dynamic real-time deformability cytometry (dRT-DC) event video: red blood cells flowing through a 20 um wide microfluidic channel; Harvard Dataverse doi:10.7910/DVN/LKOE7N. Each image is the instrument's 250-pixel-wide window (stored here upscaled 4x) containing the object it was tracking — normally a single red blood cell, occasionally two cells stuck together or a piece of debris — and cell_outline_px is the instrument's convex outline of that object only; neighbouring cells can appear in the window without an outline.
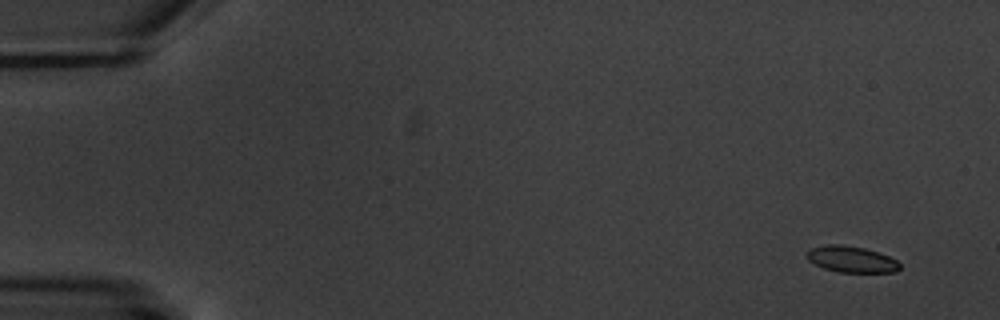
{"species": "common noctule bat (a hibernating species)", "species_latin": "Nyctalus noctula", "temperature_condition": "warm", "stored_images_in_passage": 5, "camera_frame_rate_fps": 3000, "um_per_image_px": 0.085, "animal": {"sex": "male", "body_mass_g": 20.1, "forearm_length_mm": 53.5}, "frame": {"image": 1, "passage_image": 1, "time_ms": 0.0, "image_size_px": [1000, 320], "cell_outline_px": [[900, 268], [896, 272], [836, 272], [824, 268], [808, 260], [804, 256], [808, 248], [828, 244], [840, 244], [864, 248], [888, 256], [896, 260], [900, 264]], "centroid_in_image_um": [72.31, 22.03], "position_along_channel_um": 12.7, "area_um2": 14.28}}
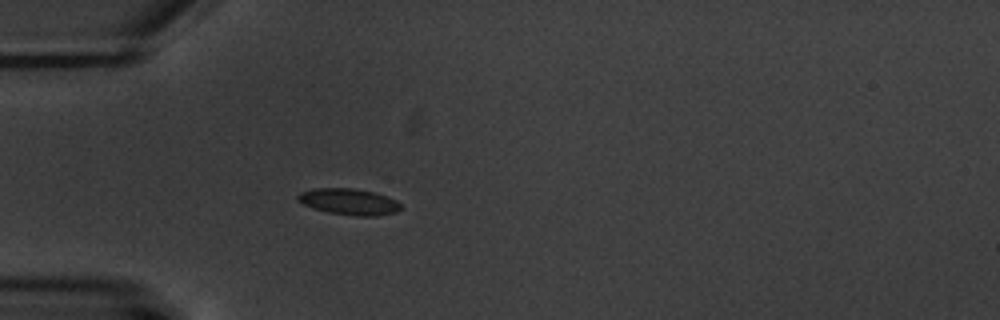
{"frame": {"image": 2, "passage_image": 5, "time_ms": 4.667, "image_size_px": [1000, 320], "cell_outline_px": [[400, 208], [396, 212], [376, 216], [356, 216], [328, 212], [312, 208], [296, 200], [296, 196], [300, 192], [312, 188], [352, 188], [372, 192], [396, 200], [400, 204]], "centroid_in_image_um": [29.6, 17.14], "position_along_channel_um": 55.4, "area_um2": 15.66}}